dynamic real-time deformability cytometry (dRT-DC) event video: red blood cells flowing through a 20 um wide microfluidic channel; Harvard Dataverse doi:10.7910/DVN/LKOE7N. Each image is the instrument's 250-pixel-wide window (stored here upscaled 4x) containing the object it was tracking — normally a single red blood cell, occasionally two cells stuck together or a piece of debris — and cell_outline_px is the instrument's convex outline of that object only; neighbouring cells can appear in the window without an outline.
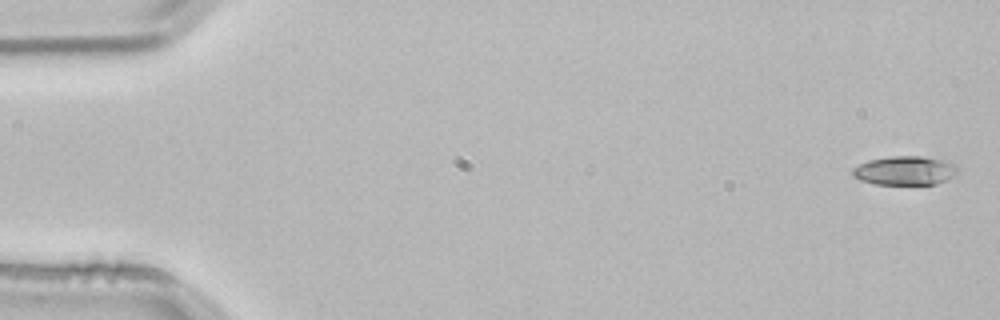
{"species": "common noctule bat (a hibernating species)", "species_latin": "Nyctalus noctula", "temperature_condition": "room temperature", "stored_images_in_passage": 3, "camera_frame_rate_fps": 3000, "um_per_image_px": 0.085, "animal": {"sex": "male", "body_mass_g": 21.5, "forearm_length_mm": 52.0}, "frame": {"image": 1, "passage_image": 1, "time_ms": 0.0, "image_size_px": [1000, 320], "cell_outline_px": [[956, 172], [948, 180], [936, 184], [876, 184], [860, 180], [852, 176], [852, 168], [868, 160], [888, 156], [920, 156], [940, 160], [952, 164], [956, 168]], "centroid_in_image_um": [76.85, 14.5], "position_along_channel_um": 8.2, "area_um2": 17.51}}